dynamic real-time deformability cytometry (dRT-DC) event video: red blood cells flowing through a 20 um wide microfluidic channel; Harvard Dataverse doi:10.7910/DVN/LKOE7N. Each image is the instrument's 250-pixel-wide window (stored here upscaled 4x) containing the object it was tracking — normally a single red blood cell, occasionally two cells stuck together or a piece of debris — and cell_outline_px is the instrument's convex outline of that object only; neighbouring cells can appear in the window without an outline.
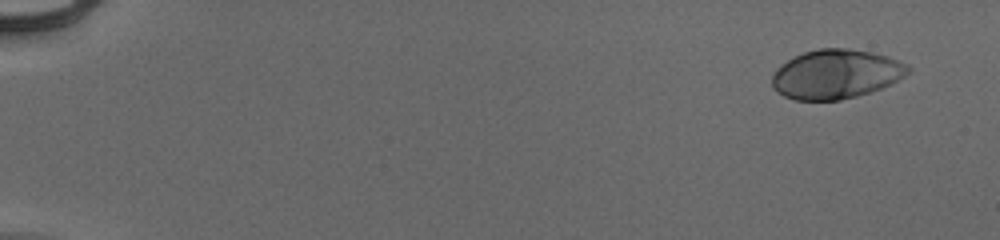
{"species": "human", "species_latin": "Homo sapiens", "temperature_condition": "cold", "stored_images_in_passage": 52, "camera_frame_rate_fps": 3000, "um_per_image_px": 0.085, "donor": {"sex": "male"}, "frame": {"image": 1, "passage_image": 1, "time_ms": 0.0, "image_size_px": [1000, 240], "cell_outline_px": [[912, 72], [880, 88], [856, 96], [840, 100], [796, 100], [784, 96], [772, 88], [772, 76], [776, 68], [780, 64], [792, 56], [804, 52], [820, 48], [848, 48], [872, 52], [888, 56], [900, 60], [908, 64], [912, 68]], "centroid_in_image_um": [71.05, 6.28], "position_along_channel_um": 14.0, "area_um2": 39.25}}
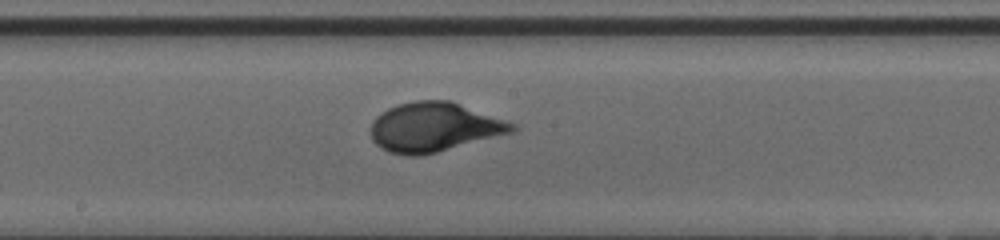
{"frame": {"image": 2, "passage_image": 29, "time_ms": 9.333, "image_size_px": [1000, 240], "cell_outline_px": [[520, 128], [512, 132], [436, 152], [420, 156], [408, 156], [388, 152], [380, 148], [372, 140], [372, 120], [380, 112], [396, 104], [416, 100], [448, 100], [460, 104], [516, 124]], "centroid_in_image_um": [36.86, 10.8], "position_along_channel_um": 211.3, "area_um2": 40.4}}
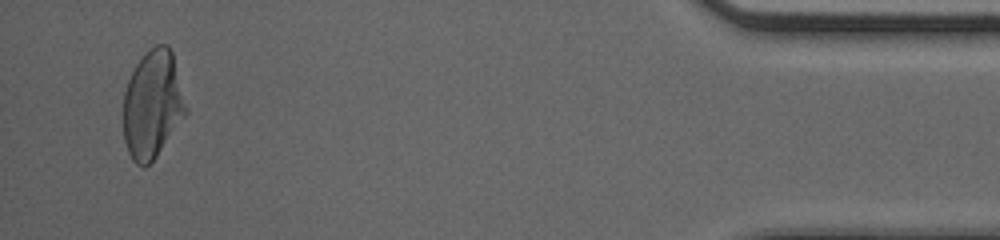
{"frame": {"image": 3, "passage_image": 50, "time_ms": 16.333, "image_size_px": [1000, 240], "cell_outline_px": [[188, 112], [156, 156], [144, 168], [136, 164], [132, 160], [128, 152], [124, 140], [120, 112], [124, 92], [128, 80], [136, 64], [156, 44], [168, 44], [172, 52], [188, 108]], "centroid_in_image_um": [12.93, 8.91], "position_along_channel_um": 422.3, "area_um2": 39.82}, "authors_computed_cell_mechanics": {"area_um2": 38.726, "velocity_mm_per_s": 3.9388, "shape_relaxation_time_tau1_ms": 3.3485, "shape_relaxation_time_tau2_ms": null, "deformation_change_tau1": 0.1847, "deformation_change_tau2": null}}